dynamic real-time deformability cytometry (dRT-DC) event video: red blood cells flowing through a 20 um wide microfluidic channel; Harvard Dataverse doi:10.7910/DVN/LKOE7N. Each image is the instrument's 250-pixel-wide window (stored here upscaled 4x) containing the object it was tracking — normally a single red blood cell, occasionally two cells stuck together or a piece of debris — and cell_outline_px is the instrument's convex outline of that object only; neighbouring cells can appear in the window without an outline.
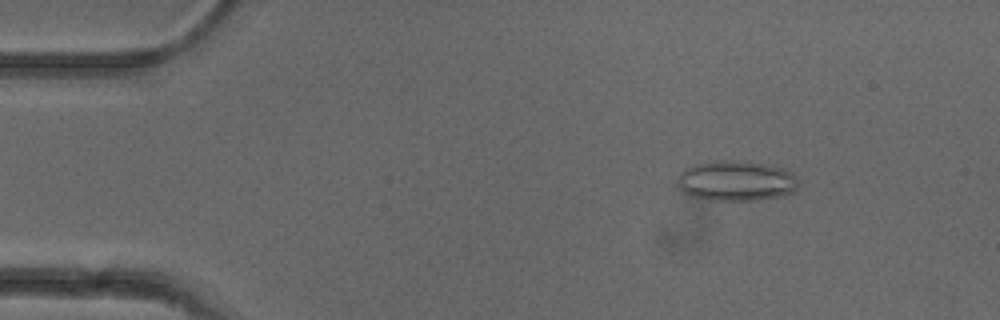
{"species": "common noctule bat (a hibernating species)", "species_latin": "Nyctalus noctula", "temperature_condition": "cold", "stored_images_in_passage": 52, "camera_frame_rate_fps": 3000, "um_per_image_px": 0.085, "animal": {"sex": "female"}, "frame": {"image": 1, "passage_image": 7, "time_ms": 2.0, "image_size_px": [1000, 320], "cell_outline_px": [[796, 188], [792, 192], [784, 196], [756, 200], [712, 200], [688, 196], [680, 188], [676, 180], [680, 172], [684, 168], [692, 164], [712, 160], [748, 160], [784, 168], [792, 172], [796, 176]], "centroid_in_image_um": [62.54, 15.35], "position_along_channel_um": 22.5, "area_um2": 28.96}}
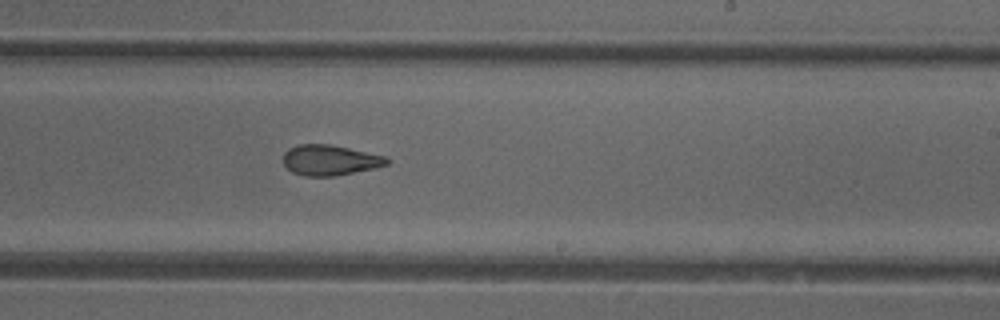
{"frame": {"image": 2, "passage_image": 31, "time_ms": 10.0, "image_size_px": [1000, 320], "cell_outline_px": [[392, 160], [388, 164], [376, 168], [336, 176], [304, 176], [292, 172], [284, 164], [284, 152], [288, 148], [296, 144], [332, 144], [384, 156]], "centroid_in_image_um": [28.05, 13.61], "position_along_channel_um": 260.9, "area_um2": 18.55}}
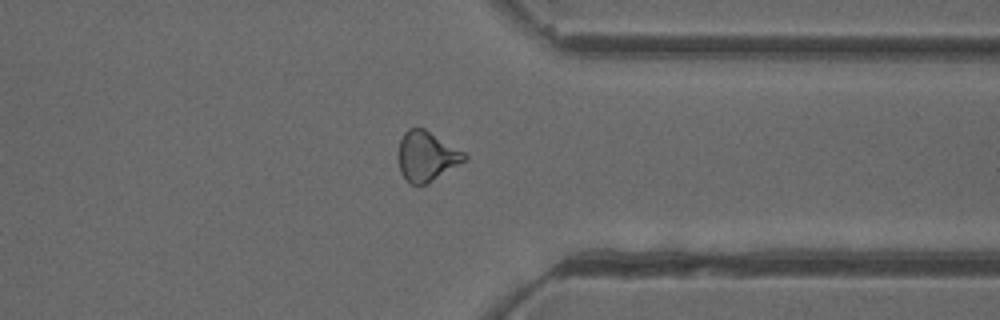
{"frame": {"image": 3, "passage_image": 40, "time_ms": 13.0, "image_size_px": [1000, 320], "cell_outline_px": [[468, 160], [432, 180], [424, 184], [412, 184], [400, 172], [396, 156], [400, 140], [404, 132], [408, 128], [424, 128], [464, 152], [468, 156]], "centroid_in_image_um": [36.24, 13.26], "position_along_channel_um": 375.2, "area_um2": 19.19}, "authors_computed_cell_mechanics": {"area_um2": 19.9988, "velocity_mm_per_s": 3.9474, "shape_relaxation_time_tau1_ms": null, "shape_relaxation_time_tau2_ms": 3.1177, "deformation_change_tau1": null, "deformation_change_tau2": 0.1186}}